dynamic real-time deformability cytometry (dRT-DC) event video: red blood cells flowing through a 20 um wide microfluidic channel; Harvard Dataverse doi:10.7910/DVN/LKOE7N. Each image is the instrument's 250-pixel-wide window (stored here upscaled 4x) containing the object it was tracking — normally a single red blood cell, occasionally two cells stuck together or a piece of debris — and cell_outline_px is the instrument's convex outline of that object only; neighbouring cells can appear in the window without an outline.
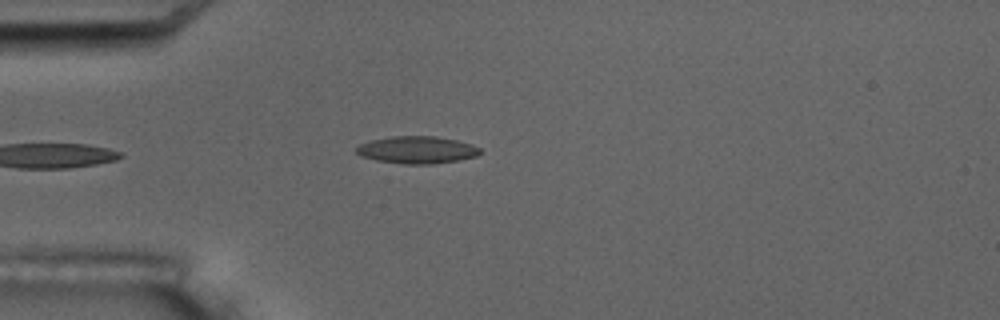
{"species": "common noctule bat (a hibernating species)", "species_latin": "Nyctalus noctula", "temperature_condition": "room temperature", "stored_images_in_passage": 6, "camera_frame_rate_fps": 3000, "um_per_image_px": 0.085, "animal": {"sex": "male", "body_mass_g": 17.5, "forearm_length_mm": 52.3}, "frame": {"image": 1, "passage_image": 6, "time_ms": 5.667, "image_size_px": [1000, 320], "cell_outline_px": [[480, 152], [476, 156], [456, 160], [432, 164], [404, 164], [376, 160], [360, 156], [356, 152], [356, 148], [360, 144], [372, 140], [392, 136], [436, 136], [456, 140], [472, 144], [480, 148]], "centroid_in_image_um": [35.43, 12.74], "position_along_channel_um": 49.6, "area_um2": 19.54}}